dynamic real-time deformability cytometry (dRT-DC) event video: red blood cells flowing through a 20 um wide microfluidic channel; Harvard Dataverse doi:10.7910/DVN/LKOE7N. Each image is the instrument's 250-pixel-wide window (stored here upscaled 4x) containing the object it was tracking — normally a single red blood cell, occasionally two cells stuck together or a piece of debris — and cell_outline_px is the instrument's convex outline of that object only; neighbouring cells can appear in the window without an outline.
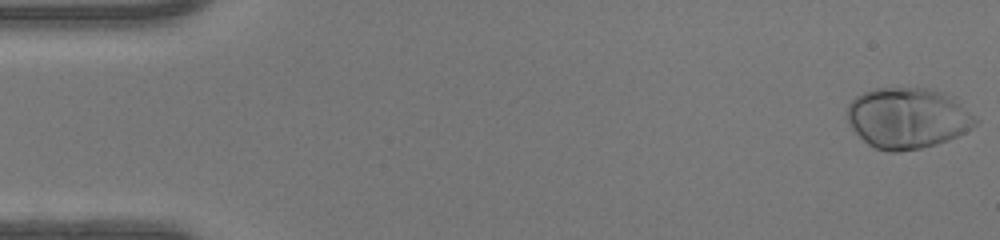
{"species": "human", "species_latin": "Homo sapiens", "temperature_condition": "warm", "stored_images_in_passage": 47, "camera_frame_rate_fps": 3000, "um_per_image_px": 0.085, "donor": {"sex": "female"}, "frame": {"image": 1, "passage_image": 1, "time_ms": 0.0, "image_size_px": [1000, 240], "cell_outline_px": [[980, 120], [972, 128], [948, 140], [936, 144], [920, 148], [896, 152], [888, 152], [876, 148], [868, 144], [848, 124], [848, 104], [856, 96], [864, 92], [876, 88], [928, 88], [944, 92], [952, 96], [976, 116]], "centroid_in_image_um": [77.17, 10.03], "position_along_channel_um": 7.8, "area_um2": 45.49}}
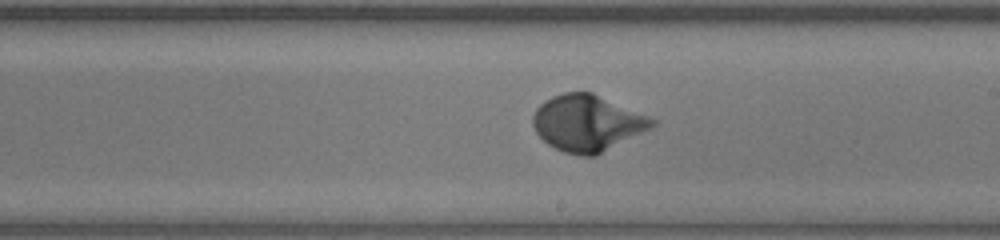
{"frame": {"image": 2, "passage_image": 27, "time_ms": 8.667, "image_size_px": [1000, 240], "cell_outline_px": [[656, 124], [652, 128], [596, 156], [580, 156], [564, 152], [548, 144], [536, 132], [532, 124], [532, 116], [536, 108], [544, 100], [552, 96], [564, 92], [592, 92], [648, 116], [656, 120]], "centroid_in_image_um": [49.91, 10.46], "position_along_channel_um": 239.1, "area_um2": 39.13}}
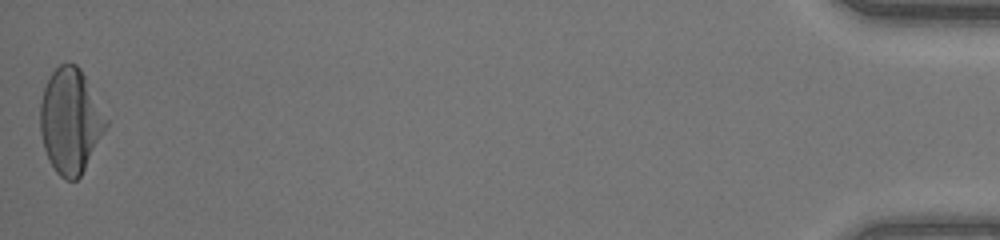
{"frame": {"image": 3, "passage_image": 47, "time_ms": 15.333, "image_size_px": [1000, 240], "cell_outline_px": [[108, 124], [104, 132], [80, 176], [76, 180], [64, 180], [56, 172], [48, 160], [44, 148], [40, 132], [40, 104], [44, 88], [52, 72], [60, 64], [76, 64], [80, 68], [108, 120]], "centroid_in_image_um": [5.96, 10.3], "position_along_channel_um": 429.2, "area_um2": 39.77}, "authors_computed_cell_mechanics": {"area_um2": 38.7838, "velocity_mm_per_s": 4.374, "shape_relaxation_time_tau1_ms": 2.4175, "shape_relaxation_time_tau2_ms": null, "deformation_change_tau1": 0.2032, "deformation_change_tau2": null}}